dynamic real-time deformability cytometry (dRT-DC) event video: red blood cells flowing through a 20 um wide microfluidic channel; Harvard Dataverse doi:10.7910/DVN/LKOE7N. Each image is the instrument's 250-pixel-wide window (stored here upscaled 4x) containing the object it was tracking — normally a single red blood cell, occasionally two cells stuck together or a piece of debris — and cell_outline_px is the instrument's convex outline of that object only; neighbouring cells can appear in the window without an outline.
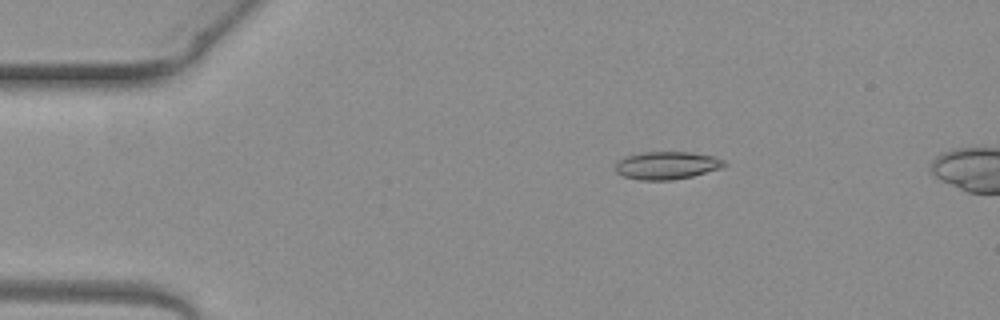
{"species": "common noctule bat (a hibernating species)", "species_latin": "Nyctalus noctula", "temperature_condition": "warm", "stored_images_in_passage": 5, "segment_of_instrument_passage": [1, 2], "camera_frame_rate_fps": 3000, "um_per_image_px": 0.085, "animal": {"sex": "female", "body_mass_g": 19.3, "forearm_length_mm": 54.1}, "frame": {"image": 1, "passage_image": 3, "time_ms": 0.667, "image_size_px": [1000, 320], "cell_outline_px": [[728, 164], [720, 168], [692, 176], [672, 180], [640, 180], [624, 176], [616, 172], [616, 164], [624, 156], [640, 152], [688, 152], [712, 156], [724, 160]], "centroid_in_image_um": [56.67, 14.05], "position_along_channel_um": 28.3, "area_um2": 17.51}}